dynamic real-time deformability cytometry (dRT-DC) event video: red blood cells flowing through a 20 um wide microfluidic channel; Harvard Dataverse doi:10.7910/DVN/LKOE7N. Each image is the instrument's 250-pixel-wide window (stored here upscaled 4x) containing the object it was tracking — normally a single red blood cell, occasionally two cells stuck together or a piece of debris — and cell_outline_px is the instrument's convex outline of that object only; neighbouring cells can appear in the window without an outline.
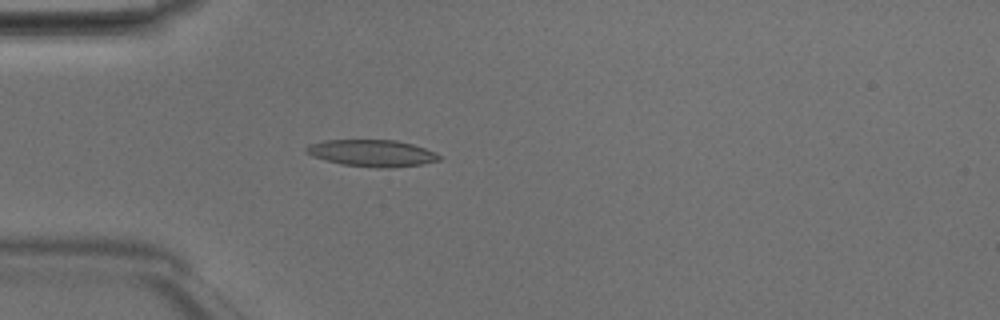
{"species": "Egyptian fruit bat (a non-hibernating species)", "species_latin": "Rousettus aegyptiacus", "temperature_condition": "room temperature", "stored_images_in_passage": 47, "camera_frame_rate_fps": 3000, "um_per_image_px": 0.085, "animal": {"sex": "male"}, "frame": {"image": 1, "passage_image": 13, "time_ms": 4.0, "image_size_px": [1000, 320], "cell_outline_px": [[444, 156], [440, 160], [420, 164], [388, 168], [380, 168], [340, 164], [312, 156], [304, 152], [304, 148], [308, 144], [324, 140], [396, 140], [412, 144], [424, 148]], "centroid_in_image_um": [31.59, 13.01], "position_along_channel_um": 53.4, "area_um2": 20.81}}
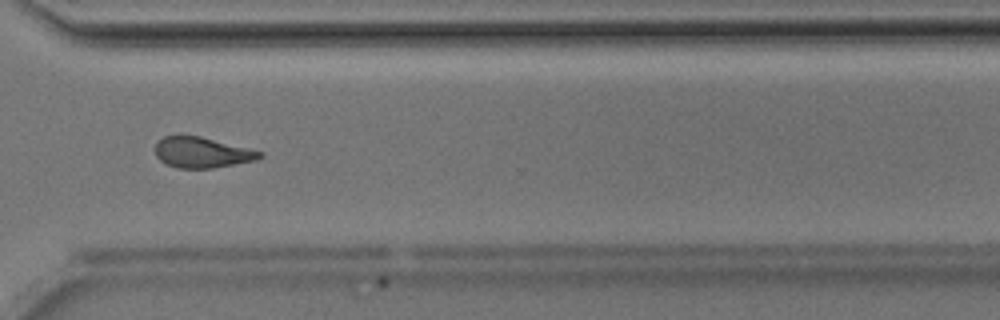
{"frame": {"image": 2, "passage_image": 35, "time_ms": 11.333, "image_size_px": [1000, 320], "cell_outline_px": [[264, 156], [256, 160], [212, 168], [176, 168], [160, 160], [156, 156], [156, 144], [164, 136], [200, 136], [264, 152]], "centroid_in_image_um": [17.19, 12.97], "position_along_channel_um": 353.4, "area_um2": 18.44}}
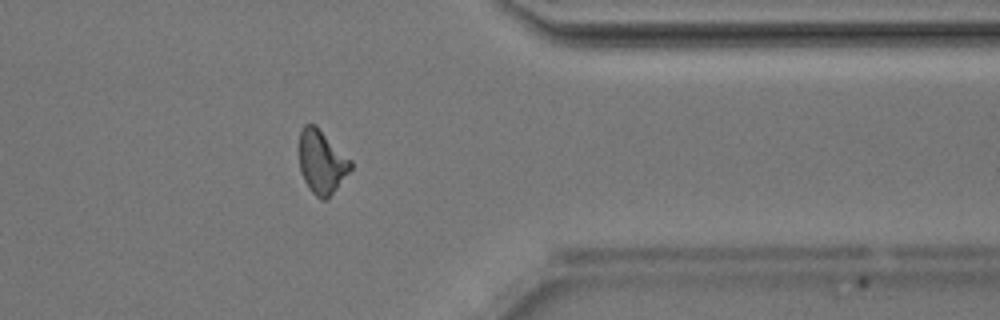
{"frame": {"image": 3, "passage_image": 38, "time_ms": 12.333, "image_size_px": [1000, 320], "cell_outline_px": [[352, 168], [336, 188], [324, 200], [320, 200], [308, 188], [300, 172], [300, 132], [304, 124], [316, 124], [352, 160]], "centroid_in_image_um": [27.35, 13.73], "position_along_channel_um": 384.1, "area_um2": 19.02}, "authors_computed_cell_mechanics": {"area_um2": 19.5364, "velocity_mm_per_s": 4.2085, "shape_relaxation_time_tau1_ms": 6.0756, "shape_relaxation_time_tau2_ms": 3.5133, "deformation_change_tau1": 0.2032, "deformation_change_tau2": 0.1152}}